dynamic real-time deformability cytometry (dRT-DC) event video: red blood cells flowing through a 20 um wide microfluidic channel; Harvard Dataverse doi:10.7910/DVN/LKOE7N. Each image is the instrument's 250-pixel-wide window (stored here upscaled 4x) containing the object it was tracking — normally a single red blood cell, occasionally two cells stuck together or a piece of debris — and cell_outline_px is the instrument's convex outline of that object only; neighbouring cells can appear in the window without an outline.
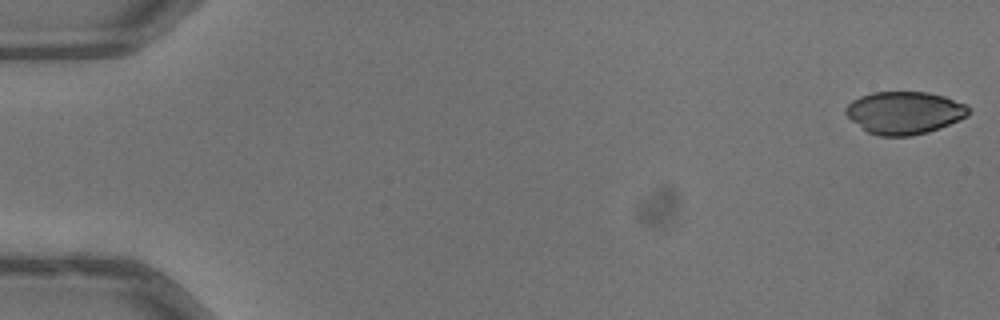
{"species": "common noctule bat (a hibernating species)", "species_latin": "Nyctalus noctula", "temperature_condition": "warm", "stored_images_in_passage": 52, "camera_frame_rate_fps": 3000, "um_per_image_px": 0.085, "animal": {"sex": "male", "body_mass_g": 13.3}, "frame": {"image": 1, "passage_image": 1, "time_ms": 0.0, "image_size_px": [1000, 320], "cell_outline_px": [[972, 112], [968, 116], [960, 120], [940, 128], [928, 132], [912, 136], [880, 136], [868, 132], [852, 120], [844, 112], [844, 108], [852, 100], [860, 96], [872, 92], [928, 92], [944, 96], [964, 104]], "centroid_in_image_um": [76.88, 9.58], "position_along_channel_um": 8.1, "area_um2": 30.52}}
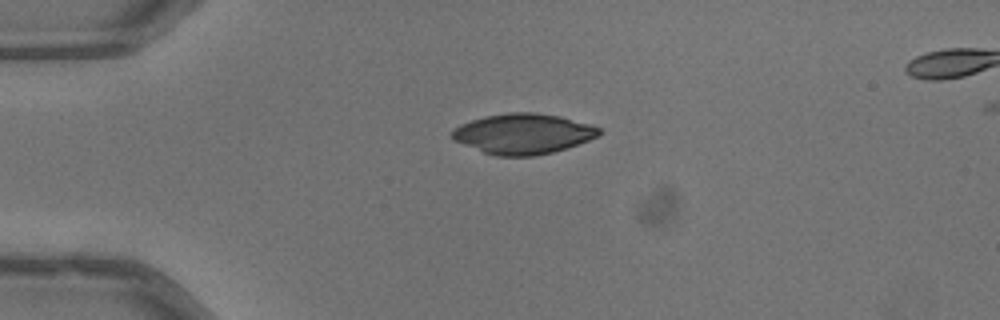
{"frame": {"image": 2, "passage_image": 13, "time_ms": 4.0, "image_size_px": [1000, 320], "cell_outline_px": [[604, 132], [588, 140], [552, 152], [536, 156], [496, 156], [484, 152], [452, 140], [452, 128], [460, 124], [484, 116], [508, 112], [532, 112], [560, 116], [588, 124], [600, 128]], "centroid_in_image_um": [44.43, 11.36], "position_along_channel_um": 40.6, "area_um2": 34.39}}
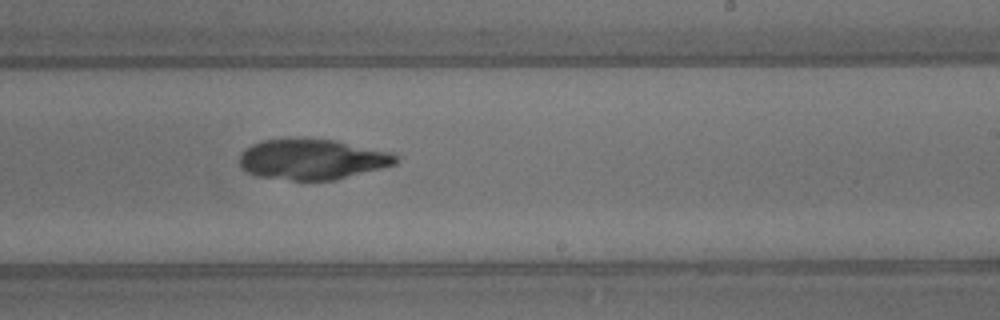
{"frame": {"image": 3, "passage_image": 32, "time_ms": 10.333, "image_size_px": [1000, 320], "cell_outline_px": [[400, 160], [396, 164], [336, 180], [292, 180], [256, 176], [248, 172], [240, 164], [240, 152], [244, 148], [260, 140], [304, 136], [336, 140], [392, 152]], "centroid_in_image_um": [26.53, 13.5], "position_along_channel_um": 262.5, "area_um2": 37.69}}